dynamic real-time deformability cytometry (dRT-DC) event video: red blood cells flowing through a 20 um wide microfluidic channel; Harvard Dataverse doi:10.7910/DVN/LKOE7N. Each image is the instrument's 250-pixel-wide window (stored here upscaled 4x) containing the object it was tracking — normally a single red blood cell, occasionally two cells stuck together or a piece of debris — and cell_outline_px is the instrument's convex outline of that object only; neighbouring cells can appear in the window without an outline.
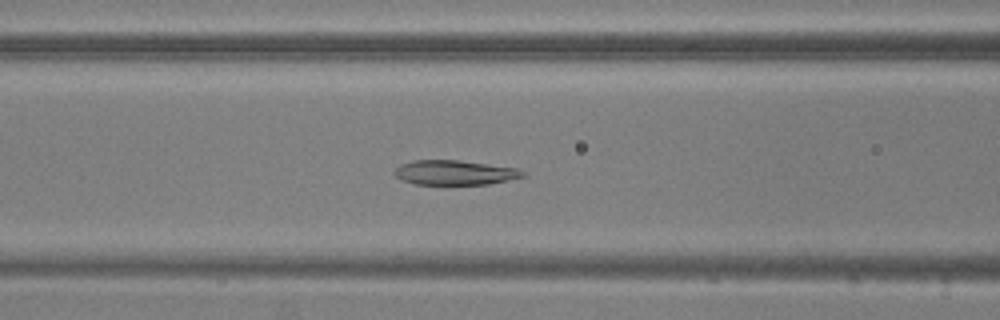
{"species": "common noctule bat (a hibernating species)", "species_latin": "Nyctalus noctula", "temperature_condition": "warm", "stored_images_in_passage": 54, "camera_frame_rate_fps": 3000, "um_per_image_px": 0.085, "animal": {"sex": "male", "body_mass_g": 20.5, "forearm_length_mm": 52.5}, "frame": {"image": 1, "passage_image": 21, "time_ms": 6.667, "image_size_px": [1000, 320], "cell_outline_px": [[524, 176], [488, 184], [416, 184], [404, 180], [396, 176], [392, 172], [400, 164], [412, 160], [460, 160], [516, 168], [524, 172]], "centroid_in_image_um": [38.6, 14.66], "position_along_channel_um": 128.0, "area_um2": 18.21}}
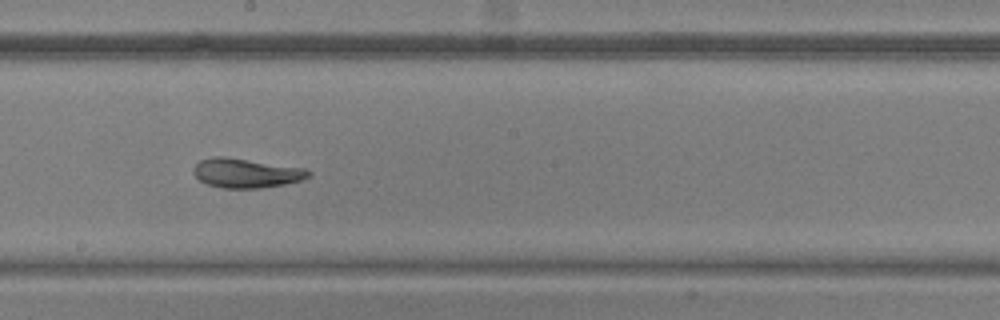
{"frame": {"image": 2, "passage_image": 29, "time_ms": 9.333, "image_size_px": [1000, 320], "cell_outline_px": [[312, 176], [300, 180], [284, 184], [260, 188], [224, 188], [208, 184], [200, 180], [192, 172], [192, 168], [200, 160], [216, 156], [224, 156], [304, 168], [312, 172]], "centroid_in_image_um": [20.92, 14.7], "position_along_channel_um": 227.3, "area_um2": 19.59}}
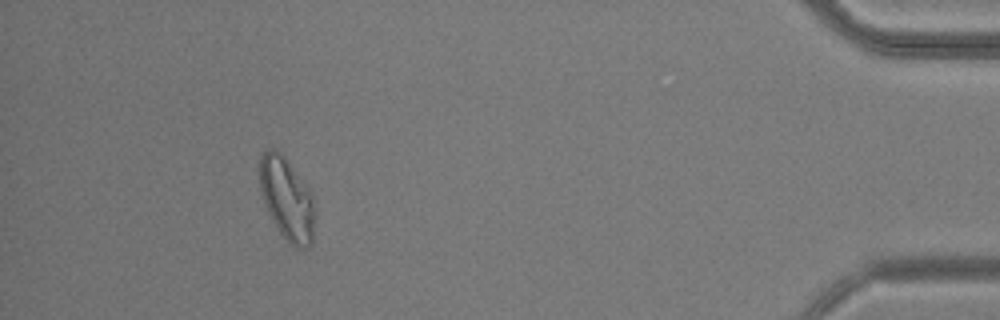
{"frame": {"image": 3, "passage_image": 49, "time_ms": 16.0, "image_size_px": [1000, 320], "cell_outline_px": [[316, 216], [312, 244], [308, 248], [296, 248], [288, 244], [276, 228], [264, 204], [260, 188], [260, 156], [268, 148], [272, 148], [280, 152], [284, 156], [312, 192], [316, 212]], "centroid_in_image_um": [24.42, 16.96], "position_along_channel_um": 410.8, "area_um2": 27.11}, "authors_computed_cell_mechanics": {"area_um2": 22.0507, "velocity_mm_per_s": 3.7256, "shape_relaxation_time_tau1_ms": 6.0538, "shape_relaxation_time_tau2_ms": 3.8866, "deformation_change_tau1": 0.1747, "deformation_change_tau2": 0.0874}}